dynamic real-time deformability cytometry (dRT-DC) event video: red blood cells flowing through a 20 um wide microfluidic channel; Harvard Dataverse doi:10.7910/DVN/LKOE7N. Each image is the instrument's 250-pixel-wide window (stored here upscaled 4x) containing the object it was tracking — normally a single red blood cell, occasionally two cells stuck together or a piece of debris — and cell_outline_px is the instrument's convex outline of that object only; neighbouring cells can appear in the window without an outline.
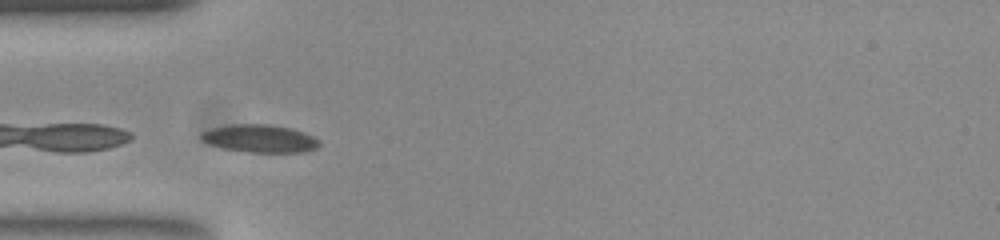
{"species": "common noctule bat (a hibernating species)", "species_latin": "Nyctalus noctula", "temperature_condition": "room temperature", "stored_images_in_passage": 30, "camera_frame_rate_fps": 3000, "um_per_image_px": 0.085, "animal": {"sex": "female", "body_mass_g": 23.0, "forearm_length_mm": 53.4}, "frame": {"image": 1, "passage_image": 1, "time_ms": 0.0, "image_size_px": [1000, 240], "cell_outline_px": [[320, 144], [316, 148], [304, 152], [248, 152], [224, 148], [212, 144], [204, 140], [200, 136], [200, 132], [212, 128], [232, 124], [268, 124], [288, 128], [304, 132], [320, 140]], "centroid_in_image_um": [22.11, 11.77], "position_along_channel_um": 62.9, "area_um2": 18.9}}
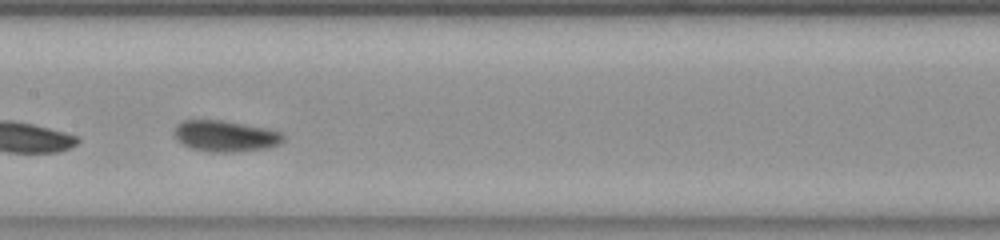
{"frame": {"image": 2, "passage_image": 11, "time_ms": 3.333, "image_size_px": [1000, 240], "cell_outline_px": [[284, 136], [280, 144], [264, 148], [228, 152], [208, 152], [192, 148], [184, 144], [176, 136], [176, 124], [184, 120], [220, 120], [264, 128], [280, 132]], "centroid_in_image_um": [19.15, 11.56], "position_along_channel_um": 188.3, "area_um2": 19.19}}
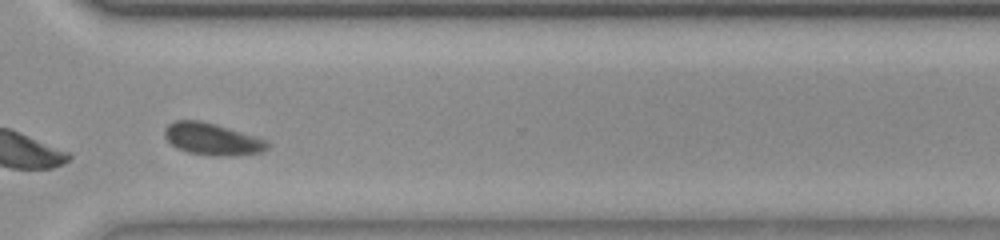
{"frame": {"image": 3, "passage_image": 24, "time_ms": 7.667, "image_size_px": [1000, 240], "cell_outline_px": [[268, 148], [260, 152], [232, 156], [216, 156], [188, 152], [172, 144], [164, 136], [164, 132], [168, 124], [176, 120], [200, 120], [228, 128], [268, 140]], "centroid_in_image_um": [18.04, 11.82], "position_along_channel_um": 352.6, "area_um2": 18.84}, "authors_computed_cell_mechanics": {"area_um2": 18.6405, "velocity_mm_per_s": 3.7895, "shape_relaxation_time_tau1_ms": 3.256, "shape_relaxation_time_tau2_ms": 1.1524, "deformation_change_tau1": 0.061, "deformation_change_tau2": 0.0543}}